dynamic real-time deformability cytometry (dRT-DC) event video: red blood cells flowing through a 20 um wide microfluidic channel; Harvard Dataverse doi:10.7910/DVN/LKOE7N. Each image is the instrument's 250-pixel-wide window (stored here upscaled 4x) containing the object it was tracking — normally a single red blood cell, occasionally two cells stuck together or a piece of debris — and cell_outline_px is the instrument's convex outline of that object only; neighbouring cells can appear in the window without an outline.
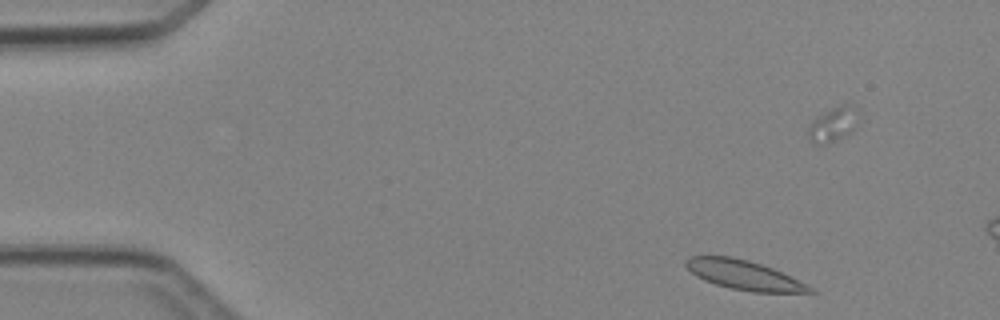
{"species": "Egyptian fruit bat (a non-hibernating species)", "species_latin": "Rousettus aegyptiacus", "temperature_condition": "cold", "stored_images_in_passage": 4, "segment_of_instrument_passage": [2, 2], "camera_frame_rate_fps": 3000, "um_per_image_px": 0.085, "animal": {"sex": "female"}, "frame": {"image": 1, "passage_image": 4, "time_ms": 3.667, "image_size_px": [1000, 320], "cell_outline_px": [[816, 296], [752, 292], [732, 288], [716, 284], [704, 280], [696, 276], [684, 264], [684, 260], [688, 256], [732, 256], [748, 260], [772, 268], [816, 288]], "centroid_in_image_um": [63.41, 23.43], "position_along_channel_um": 21.6, "area_um2": 22.02}}